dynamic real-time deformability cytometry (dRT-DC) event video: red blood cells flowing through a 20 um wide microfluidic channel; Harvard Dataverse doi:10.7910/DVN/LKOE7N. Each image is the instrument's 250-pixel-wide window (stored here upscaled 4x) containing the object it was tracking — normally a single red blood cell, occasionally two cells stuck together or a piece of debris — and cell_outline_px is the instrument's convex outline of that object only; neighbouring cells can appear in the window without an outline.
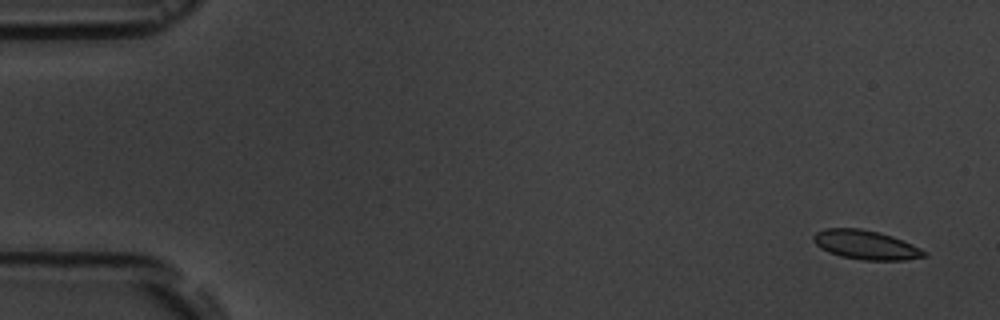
{"species": "common noctule bat (a hibernating species)", "species_latin": "Nyctalus noctula", "temperature_condition": "room temperature", "stored_images_in_passage": 5, "camera_frame_rate_fps": 3000, "um_per_image_px": 0.085, "animal": {"sex": "male", "body_mass_g": 19.5, "forearm_length_mm": 54.6}, "frame": {"image": 1, "passage_image": 1, "time_ms": 0.0, "image_size_px": [1000, 320], "cell_outline_px": [[928, 256], [904, 260], [864, 260], [840, 256], [828, 252], [820, 248], [812, 240], [812, 236], [816, 232], [824, 228], [860, 228], [880, 232], [892, 236], [912, 244], [928, 252]], "centroid_in_image_um": [73.58, 20.81], "position_along_channel_um": 11.4, "area_um2": 18.96}}
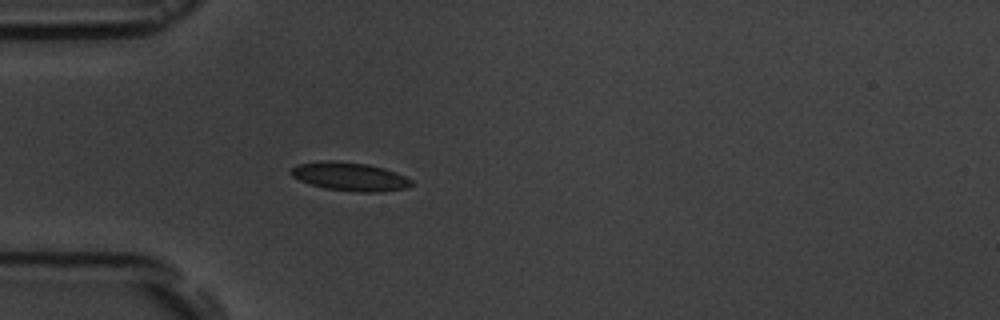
{"frame": {"image": 2, "passage_image": 5, "time_ms": 4.667, "image_size_px": [1000, 320], "cell_outline_px": [[412, 184], [404, 188], [380, 192], [356, 192], [324, 188], [300, 180], [292, 176], [288, 172], [292, 168], [300, 164], [320, 160], [332, 160], [368, 164], [384, 168], [396, 172], [412, 180]], "centroid_in_image_um": [29.72, 15.0], "position_along_channel_um": 55.3, "area_um2": 19.94}}